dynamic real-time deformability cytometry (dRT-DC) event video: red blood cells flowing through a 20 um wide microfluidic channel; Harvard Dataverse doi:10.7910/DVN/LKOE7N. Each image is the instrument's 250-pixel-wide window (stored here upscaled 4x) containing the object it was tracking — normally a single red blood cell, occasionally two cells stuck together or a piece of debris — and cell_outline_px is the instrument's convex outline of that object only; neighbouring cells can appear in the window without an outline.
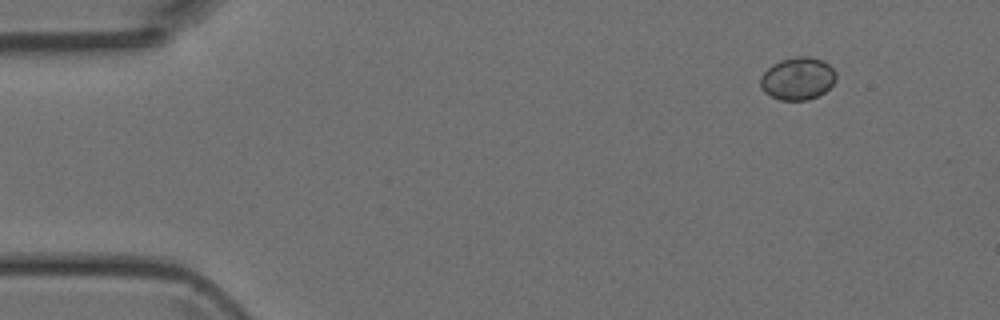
{"species": "Egyptian fruit bat (a non-hibernating species)", "species_latin": "Rousettus aegyptiacus", "temperature_condition": "room temperature", "stored_images_in_passage": 44, "camera_frame_rate_fps": 3000, "um_per_image_px": 0.085, "animal": {"sex": "female"}, "frame": {"image": 1, "passage_image": 1, "time_ms": 0.0, "image_size_px": [1000, 320], "cell_outline_px": [[836, 80], [824, 92], [808, 100], [780, 100], [764, 92], [760, 88], [760, 76], [772, 64], [780, 60], [796, 56], [808, 56], [824, 60], [836, 72]], "centroid_in_image_um": [67.79, 6.66], "position_along_channel_um": 17.2, "area_um2": 18.84}}
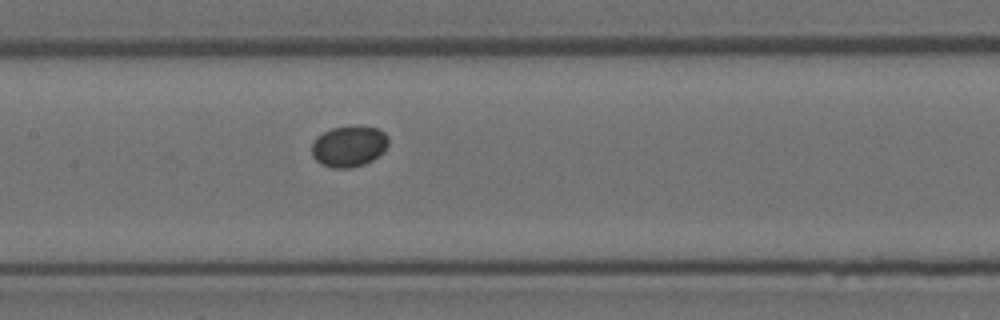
{"frame": {"image": 2, "passage_image": 19, "time_ms": 6.0, "image_size_px": [1000, 320], "cell_outline_px": [[388, 144], [372, 160], [364, 164], [348, 168], [332, 168], [320, 164], [312, 156], [312, 144], [316, 136], [332, 128], [360, 124], [376, 128], [384, 132], [388, 136]], "centroid_in_image_um": [29.63, 12.41], "position_along_channel_um": 177.8, "area_um2": 18.44}}
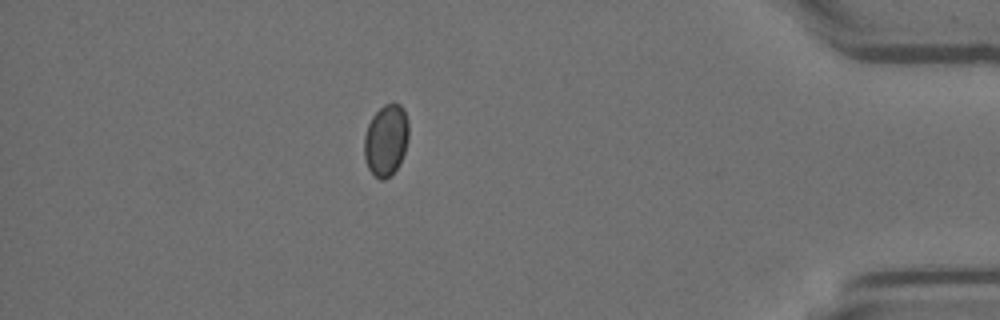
{"frame": {"image": 3, "passage_image": 38, "time_ms": 12.333, "image_size_px": [1000, 320], "cell_outline_px": [[408, 140], [404, 152], [396, 168], [384, 180], [380, 180], [368, 168], [364, 156], [364, 136], [368, 124], [372, 116], [384, 104], [400, 104], [404, 108], [408, 120]], "centroid_in_image_um": [32.81, 11.88], "position_along_channel_um": 402.4, "area_um2": 18.38}}